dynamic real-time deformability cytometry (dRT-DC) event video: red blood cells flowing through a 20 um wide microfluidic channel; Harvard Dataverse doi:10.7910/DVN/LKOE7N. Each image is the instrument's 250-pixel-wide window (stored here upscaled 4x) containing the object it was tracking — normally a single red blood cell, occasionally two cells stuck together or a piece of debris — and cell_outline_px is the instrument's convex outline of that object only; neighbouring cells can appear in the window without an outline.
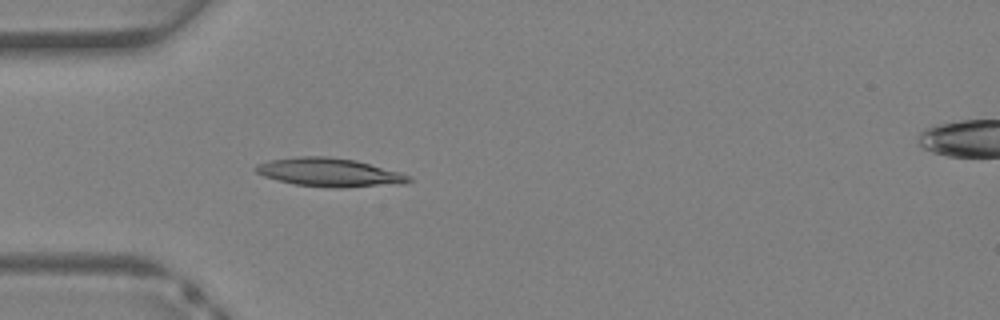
{"species": "Egyptian fruit bat (a non-hibernating species)", "species_latin": "Rousettus aegyptiacus", "temperature_condition": "warm", "stored_images_in_passage": 38, "camera_frame_rate_fps": 3000, "um_per_image_px": 0.085, "animal": {"sex": "female"}, "frame": {"image": 1, "passage_image": 12, "time_ms": 3.667, "image_size_px": [1000, 320], "cell_outline_px": [[412, 180], [408, 184], [344, 188], [328, 188], [296, 184], [264, 176], [256, 172], [252, 168], [256, 164], [268, 160], [300, 156], [324, 156], [356, 160], [400, 172], [412, 176]], "centroid_in_image_um": [28.05, 14.66], "position_along_channel_um": 56.9, "area_um2": 25.78}}
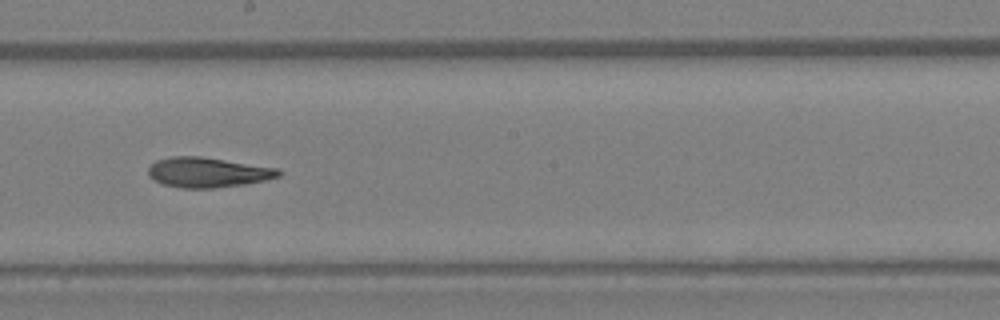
{"frame": {"image": 2, "passage_image": 22, "time_ms": 7.0, "image_size_px": [1000, 320], "cell_outline_px": [[284, 172], [280, 176], [264, 180], [244, 184], [216, 188], [180, 188], [164, 184], [148, 176], [148, 168], [156, 160], [172, 156], [200, 156], [280, 168]], "centroid_in_image_um": [17.69, 14.64], "position_along_channel_um": 230.5, "area_um2": 22.89}}
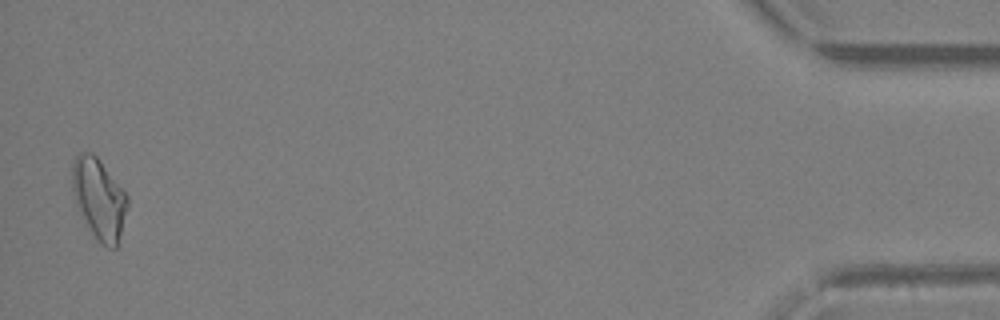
{"frame": {"image": 3, "passage_image": 38, "time_ms": 12.333, "image_size_px": [1000, 320], "cell_outline_px": [[128, 204], [116, 248], [108, 248], [100, 244], [96, 240], [72, 192], [72, 160], [80, 152], [92, 152], [96, 156], [128, 196]], "centroid_in_image_um": [8.41, 16.86], "position_along_channel_um": 426.8, "area_um2": 25.26}}